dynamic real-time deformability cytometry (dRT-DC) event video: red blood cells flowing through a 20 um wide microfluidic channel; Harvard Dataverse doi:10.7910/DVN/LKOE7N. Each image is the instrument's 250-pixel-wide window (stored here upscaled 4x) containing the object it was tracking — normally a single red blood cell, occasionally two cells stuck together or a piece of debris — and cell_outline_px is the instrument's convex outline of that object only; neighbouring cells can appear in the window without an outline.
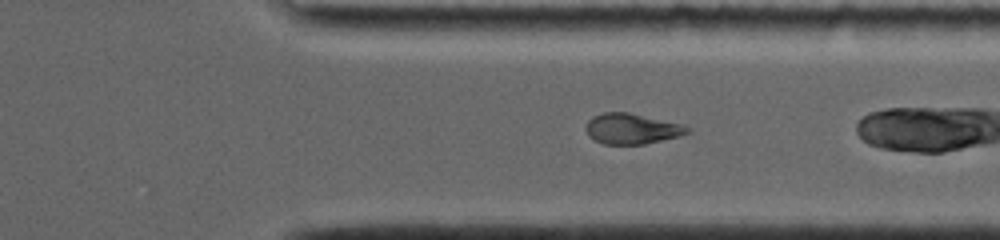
{"species": "common noctule bat (a hibernating species)", "species_latin": "Nyctalus noctula", "temperature_condition": "room temperature", "stored_images_in_passage": 30, "camera_frame_rate_fps": 4000, "um_per_image_px": 0.085, "animal": {"sex": "female", "body_mass_g": 19.0, "forearm_length_mm": 56.7}, "frame": {"image": 1, "passage_image": 26, "time_ms": 7.5, "image_size_px": [1000, 240], "cell_outline_px": [[692, 132], [680, 136], [644, 144], [604, 144], [588, 136], [584, 128], [588, 120], [592, 116], [604, 112], [628, 112], [684, 124]], "centroid_in_image_um": [53.7, 10.93], "position_along_channel_um": 357.7, "area_um2": 18.21}}